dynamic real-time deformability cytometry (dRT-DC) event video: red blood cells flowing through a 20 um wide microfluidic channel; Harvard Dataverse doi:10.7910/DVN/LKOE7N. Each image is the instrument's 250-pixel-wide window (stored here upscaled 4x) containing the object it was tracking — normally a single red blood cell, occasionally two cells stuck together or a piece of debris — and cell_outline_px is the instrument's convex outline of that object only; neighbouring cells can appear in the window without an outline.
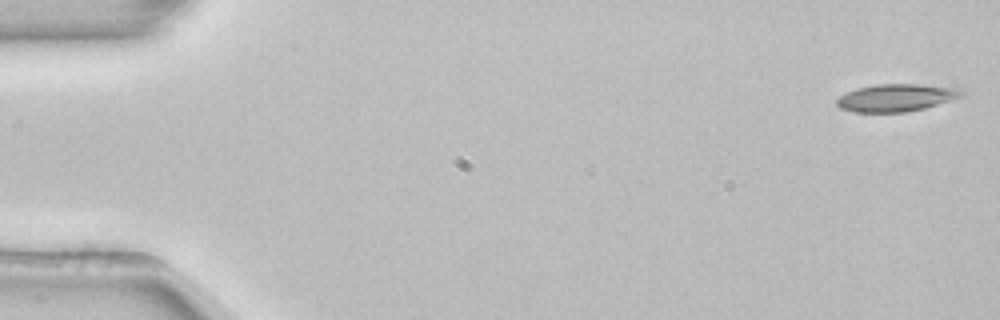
{"species": "common noctule bat (a hibernating species)", "species_latin": "Nyctalus noctula", "temperature_condition": "room temperature", "stored_images_in_passage": 53, "camera_frame_rate_fps": 3000, "um_per_image_px": 0.085, "animal": {"sex": "female", "body_mass_g": 22.7, "forearm_length_mm": 54.2}, "frame": {"image": 1, "passage_image": 1, "time_ms": 0.0, "image_size_px": [1000, 320], "cell_outline_px": [[964, 92], [960, 96], [952, 100], [924, 108], [908, 112], [856, 112], [840, 108], [836, 104], [836, 100], [840, 96], [856, 88], [876, 84], [920, 84], [956, 88]], "centroid_in_image_um": [76.15, 8.31], "position_along_channel_um": 8.9, "area_um2": 19.83}}
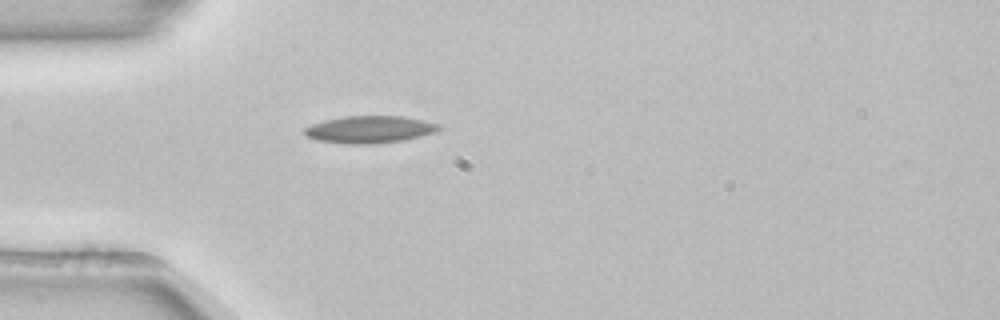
{"frame": {"image": 2, "passage_image": 15, "time_ms": 4.667, "image_size_px": [1000, 320], "cell_outline_px": [[444, 128], [436, 132], [404, 140], [372, 144], [348, 144], [316, 140], [304, 136], [304, 128], [312, 124], [324, 120], [344, 116], [400, 116], [424, 120], [440, 124]], "centroid_in_image_um": [31.43, 11.0], "position_along_channel_um": 53.6, "area_um2": 21.5}}
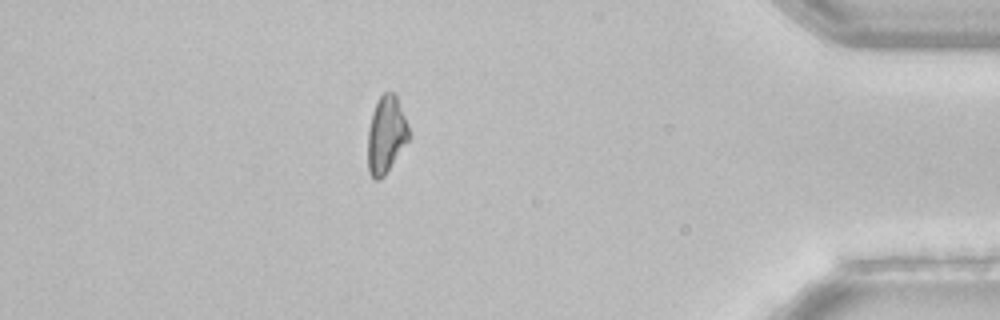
{"frame": {"image": 3, "passage_image": 46, "time_ms": 15.0, "image_size_px": [1000, 320], "cell_outline_px": [[408, 140], [384, 176], [380, 180], [376, 180], [368, 172], [368, 128], [372, 112], [380, 96], [384, 92], [392, 92], [396, 96], [408, 124]], "centroid_in_image_um": [32.8, 11.46], "position_along_channel_um": 402.4, "area_um2": 18.15}, "authors_computed_cell_mechanics": {"area_um2": 19.7098, "velocity_mm_per_s": 3.8794, "shape_relaxation_time_tau1_ms": 4.4531, "shape_relaxation_time_tau2_ms": 6.1143, "deformation_change_tau1": 0.1233, "deformation_change_tau2": 0.1333}}